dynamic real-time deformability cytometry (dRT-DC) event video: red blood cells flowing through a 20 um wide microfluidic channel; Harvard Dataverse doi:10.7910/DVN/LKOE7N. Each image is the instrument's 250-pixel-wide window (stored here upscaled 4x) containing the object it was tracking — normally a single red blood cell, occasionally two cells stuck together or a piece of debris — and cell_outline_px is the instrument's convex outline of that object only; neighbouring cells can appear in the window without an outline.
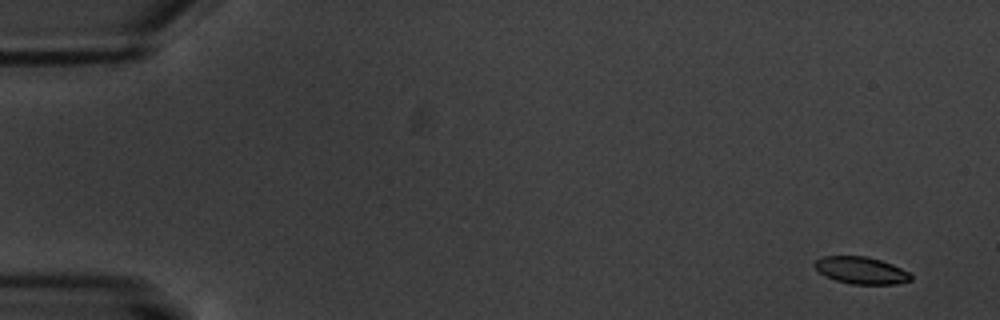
{"species": "common noctule bat (a hibernating species)", "species_latin": "Nyctalus noctula", "temperature_condition": "warm", "stored_images_in_passage": 6, "camera_frame_rate_fps": 3000, "um_per_image_px": 0.085, "animal": {"sex": "male", "body_mass_g": 20.1, "forearm_length_mm": 53.5}, "frame": {"image": 1, "passage_image": 1, "time_ms": 0.0, "image_size_px": [1000, 320], "cell_outline_px": [[912, 280], [896, 284], [852, 284], [836, 280], [824, 276], [812, 264], [820, 256], [864, 256], [880, 260], [892, 264], [908, 272], [912, 276]], "centroid_in_image_um": [73.17, 22.98], "position_along_channel_um": 11.8, "area_um2": 15.14}}
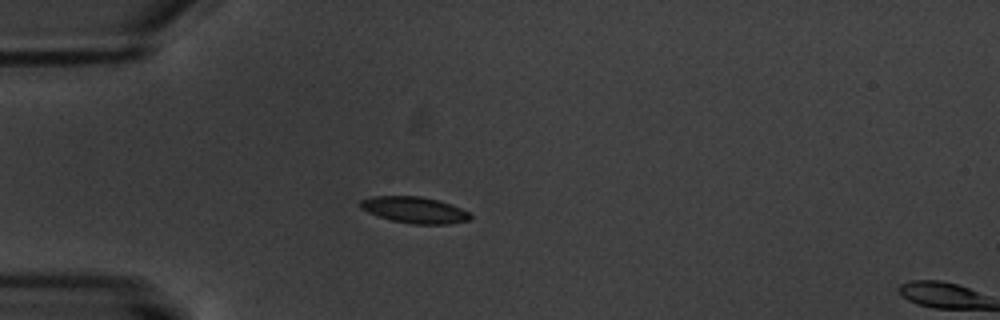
{"frame": {"image": 2, "passage_image": 5, "time_ms": 4.667, "image_size_px": [1000, 320], "cell_outline_px": [[472, 220], [448, 224], [412, 224], [392, 220], [368, 212], [360, 208], [360, 200], [372, 196], [420, 196], [440, 200], [452, 204], [468, 212], [472, 216]], "centroid_in_image_um": [35.26, 17.84], "position_along_channel_um": 49.7, "area_um2": 16.94}}